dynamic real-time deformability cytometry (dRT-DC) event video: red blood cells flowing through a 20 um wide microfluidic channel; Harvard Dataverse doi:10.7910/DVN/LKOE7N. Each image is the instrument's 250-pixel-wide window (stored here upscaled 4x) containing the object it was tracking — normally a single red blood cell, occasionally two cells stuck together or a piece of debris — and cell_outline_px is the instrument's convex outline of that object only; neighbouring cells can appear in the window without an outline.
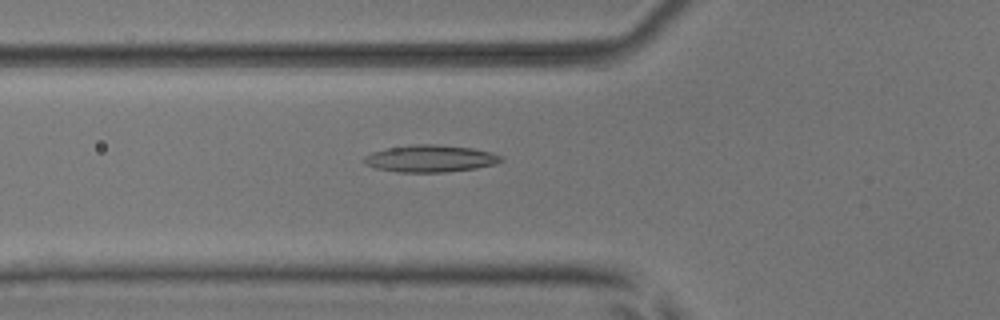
{"species": "common noctule bat (a hibernating species)", "species_latin": "Nyctalus noctula", "temperature_condition": "room temperature", "stored_images_in_passage": 52, "camera_frame_rate_fps": 3000, "um_per_image_px": 0.085, "animal": {"sex": "male", "body_mass_g": 17.9, "forearm_length_mm": 54.2}, "frame": {"image": 1, "passage_image": 19, "time_ms": 6.0, "image_size_px": [1000, 320], "cell_outline_px": [[504, 160], [496, 164], [476, 168], [444, 172], [396, 172], [376, 168], [364, 164], [364, 156], [372, 152], [388, 148], [412, 144], [436, 144], [472, 148], [492, 152], [504, 156]], "centroid_in_image_um": [36.61, 13.47], "position_along_channel_um": 89.2, "area_um2": 21.73}}
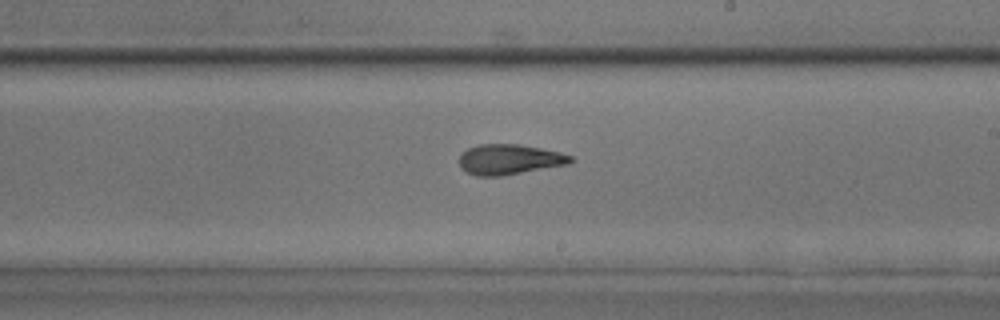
{"frame": {"image": 2, "passage_image": 31, "time_ms": 10.0, "image_size_px": [1000, 320], "cell_outline_px": [[576, 160], [568, 164], [500, 176], [476, 176], [464, 172], [460, 168], [460, 152], [476, 144], [520, 144], [560, 152], [572, 156]], "centroid_in_image_um": [43.26, 13.55], "position_along_channel_um": 245.7, "area_um2": 19.83}}
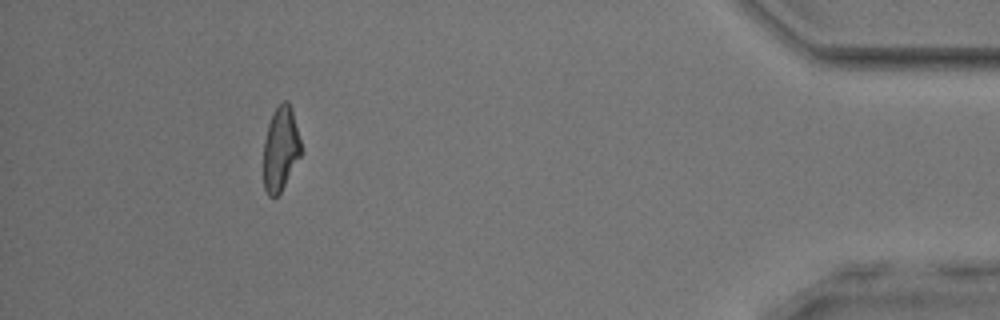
{"frame": {"image": 3, "passage_image": 48, "time_ms": 15.667, "image_size_px": [1000, 320], "cell_outline_px": [[300, 156], [280, 192], [276, 196], [268, 196], [264, 188], [264, 140], [268, 124], [272, 112], [284, 100], [288, 100], [292, 112], [300, 140]], "centroid_in_image_um": [23.82, 12.64], "position_along_channel_um": 411.4, "area_um2": 17.98}, "authors_computed_cell_mechanics": {"area_um2": 19.8543, "velocity_mm_per_s": 3.9199, "shape_relaxation_time_tau1_ms": 8.3732, "shape_relaxation_time_tau2_ms": 3.0562, "deformation_change_tau1": 0.2224, "deformation_change_tau2": 0.1302}}